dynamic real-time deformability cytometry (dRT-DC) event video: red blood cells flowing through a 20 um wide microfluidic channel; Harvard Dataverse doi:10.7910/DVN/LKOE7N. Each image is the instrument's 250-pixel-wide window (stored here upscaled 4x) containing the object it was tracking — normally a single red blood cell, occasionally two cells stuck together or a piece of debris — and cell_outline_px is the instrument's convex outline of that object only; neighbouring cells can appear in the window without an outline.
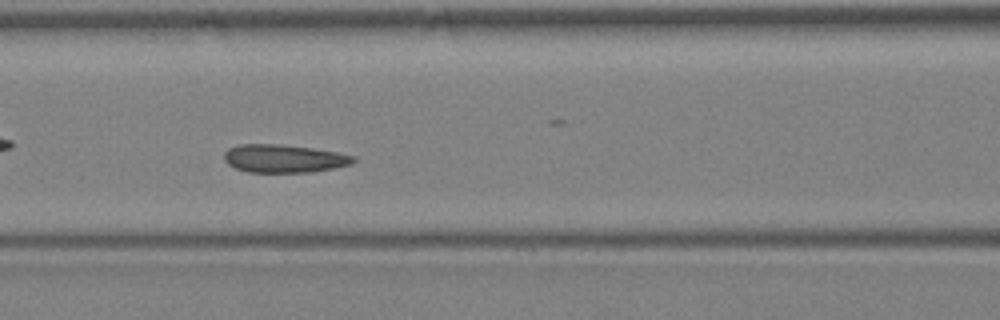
{"species": "Egyptian fruit bat (a non-hibernating species)", "species_latin": "Rousettus aegyptiacus", "temperature_condition": "warm", "stored_images_in_passage": 38, "camera_frame_rate_fps": 3000, "um_per_image_px": 0.085, "animal": {"sex": "female"}, "frame": {"image": 1, "passage_image": 17, "time_ms": 5.333, "image_size_px": [1000, 320], "cell_outline_px": [[356, 160], [352, 164], [312, 172], [248, 172], [236, 168], [228, 164], [224, 160], [224, 152], [228, 148], [240, 144], [276, 144], [312, 148], [336, 152], [356, 156]], "centroid_in_image_um": [24.13, 13.47], "position_along_channel_um": 142.5, "area_um2": 21.1}}
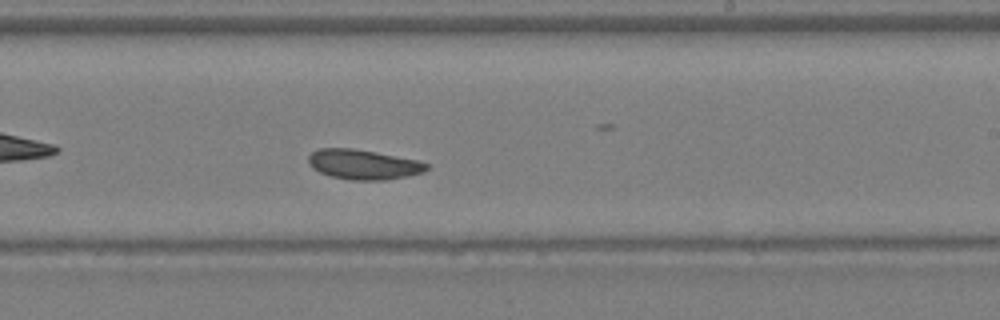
{"frame": {"image": 2, "passage_image": 23, "time_ms": 7.333, "image_size_px": [1000, 320], "cell_outline_px": [[428, 168], [424, 172], [408, 176], [384, 180], [352, 180], [332, 176], [320, 172], [312, 168], [308, 160], [308, 156], [312, 152], [320, 148], [352, 148], [420, 160], [428, 164]], "centroid_in_image_um": [30.91, 13.98], "position_along_channel_um": 258.1, "area_um2": 20.52}}
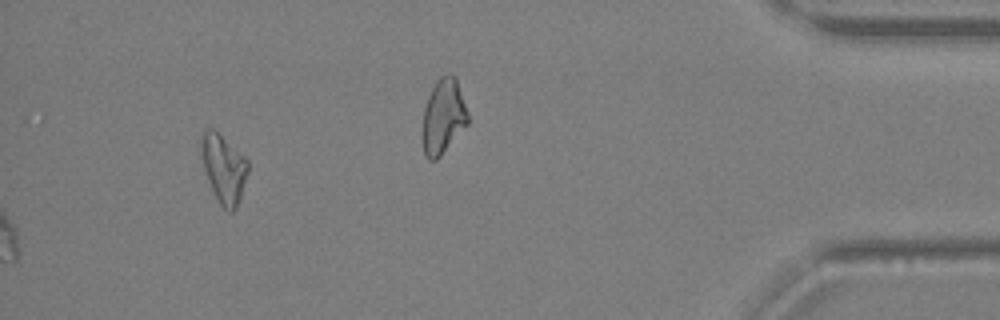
{"frame": {"image": 3, "passage_image": 38, "time_ms": 12.333, "image_size_px": [1000, 320], "cell_outline_px": [[248, 172], [240, 200], [236, 208], [232, 212], [228, 212], [220, 204], [208, 180], [200, 156], [200, 136], [204, 128], [212, 128], [244, 156], [248, 160]], "centroid_in_image_um": [18.99, 14.31], "position_along_channel_um": 416.2, "area_um2": 18.61}}